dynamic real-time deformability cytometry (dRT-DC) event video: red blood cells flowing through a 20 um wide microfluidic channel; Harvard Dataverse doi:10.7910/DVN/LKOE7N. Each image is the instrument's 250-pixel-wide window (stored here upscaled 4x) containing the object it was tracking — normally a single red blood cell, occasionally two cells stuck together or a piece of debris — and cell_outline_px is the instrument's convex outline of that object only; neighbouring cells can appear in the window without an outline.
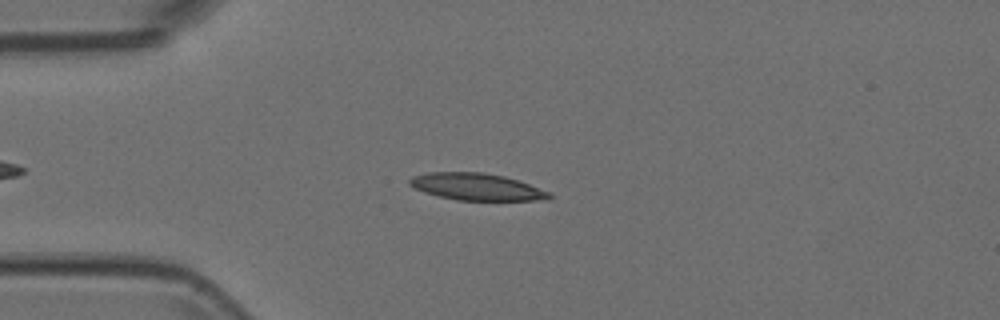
{"species": "Egyptian fruit bat (a non-hibernating species)", "species_latin": "Rousettus aegyptiacus", "temperature_condition": "room temperature", "stored_images_in_passage": 46, "camera_frame_rate_fps": 3000, "um_per_image_px": 0.085, "animal": {"sex": "female"}, "frame": {"image": 1, "passage_image": 5, "time_ms": 1.333, "image_size_px": [1000, 320], "cell_outline_px": [[552, 196], [548, 200], [456, 200], [424, 192], [408, 184], [408, 180], [412, 176], [428, 172], [484, 172], [504, 176], [552, 192]], "centroid_in_image_um": [40.52, 15.87], "position_along_channel_um": 44.5, "area_um2": 21.91}}
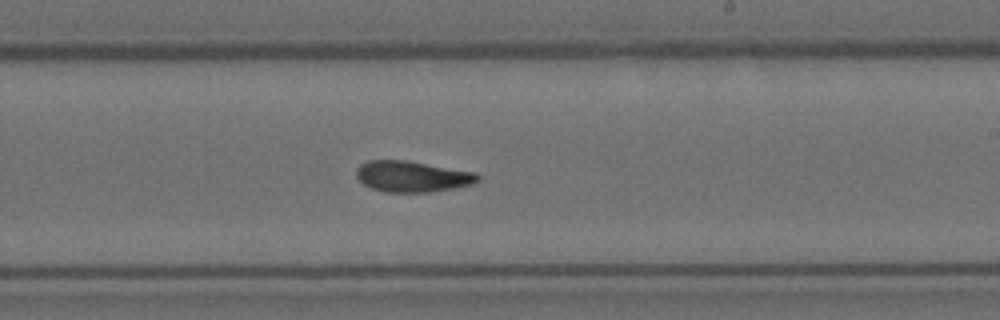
{"frame": {"image": 2, "passage_image": 23, "time_ms": 7.333, "image_size_px": [1000, 320], "cell_outline_px": [[480, 180], [472, 184], [452, 188], [428, 192], [384, 192], [372, 188], [364, 184], [356, 176], [356, 168], [360, 164], [368, 160], [408, 160], [476, 172], [480, 176]], "centroid_in_image_um": [35.04, 14.99], "position_along_channel_um": 254.0, "area_um2": 22.02}}
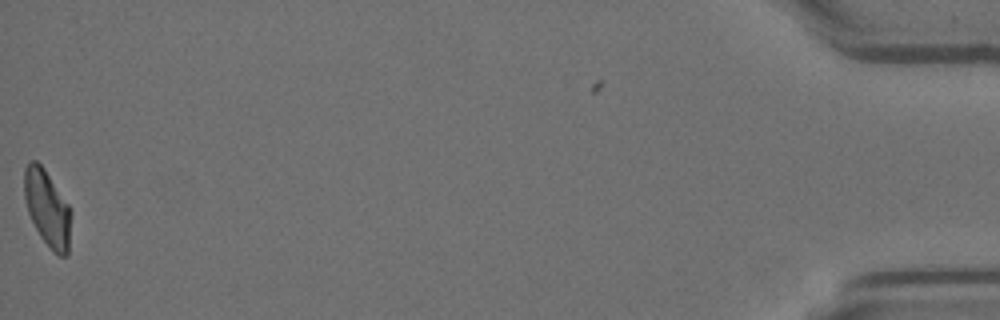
{"frame": {"image": 3, "passage_image": 45, "time_ms": 14.667, "image_size_px": [1000, 320], "cell_outline_px": [[72, 212], [68, 256], [60, 256], [52, 252], [40, 236], [28, 212], [24, 196], [24, 168], [32, 160], [36, 160], [44, 168], [68, 204]], "centroid_in_image_um": [4.04, 17.74], "position_along_channel_um": 431.2, "area_um2": 20.87}}